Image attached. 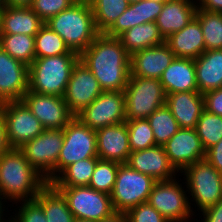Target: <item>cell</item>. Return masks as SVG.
Segmentation results:
<instances>
[{"label": "cell", "mask_w": 222, "mask_h": 222, "mask_svg": "<svg viewBox=\"0 0 222 222\" xmlns=\"http://www.w3.org/2000/svg\"><path fill=\"white\" fill-rule=\"evenodd\" d=\"M88 2L99 33H105L129 6L127 0H89Z\"/></svg>", "instance_id": "obj_32"}, {"label": "cell", "mask_w": 222, "mask_h": 222, "mask_svg": "<svg viewBox=\"0 0 222 222\" xmlns=\"http://www.w3.org/2000/svg\"><path fill=\"white\" fill-rule=\"evenodd\" d=\"M205 159L220 173H222V139L205 151Z\"/></svg>", "instance_id": "obj_43"}, {"label": "cell", "mask_w": 222, "mask_h": 222, "mask_svg": "<svg viewBox=\"0 0 222 222\" xmlns=\"http://www.w3.org/2000/svg\"><path fill=\"white\" fill-rule=\"evenodd\" d=\"M159 80L166 94L198 92L194 59L175 57Z\"/></svg>", "instance_id": "obj_24"}, {"label": "cell", "mask_w": 222, "mask_h": 222, "mask_svg": "<svg viewBox=\"0 0 222 222\" xmlns=\"http://www.w3.org/2000/svg\"><path fill=\"white\" fill-rule=\"evenodd\" d=\"M196 131L204 150H208L222 139V116L204 110L197 122Z\"/></svg>", "instance_id": "obj_36"}, {"label": "cell", "mask_w": 222, "mask_h": 222, "mask_svg": "<svg viewBox=\"0 0 222 222\" xmlns=\"http://www.w3.org/2000/svg\"><path fill=\"white\" fill-rule=\"evenodd\" d=\"M44 24L30 6L1 5L0 34L35 36Z\"/></svg>", "instance_id": "obj_22"}, {"label": "cell", "mask_w": 222, "mask_h": 222, "mask_svg": "<svg viewBox=\"0 0 222 222\" xmlns=\"http://www.w3.org/2000/svg\"><path fill=\"white\" fill-rule=\"evenodd\" d=\"M64 140L54 168V179L69 165L97 155L96 131L74 117L64 128Z\"/></svg>", "instance_id": "obj_9"}, {"label": "cell", "mask_w": 222, "mask_h": 222, "mask_svg": "<svg viewBox=\"0 0 222 222\" xmlns=\"http://www.w3.org/2000/svg\"><path fill=\"white\" fill-rule=\"evenodd\" d=\"M175 55L163 44L134 52L130 58V76L160 79L165 69L172 63Z\"/></svg>", "instance_id": "obj_19"}, {"label": "cell", "mask_w": 222, "mask_h": 222, "mask_svg": "<svg viewBox=\"0 0 222 222\" xmlns=\"http://www.w3.org/2000/svg\"><path fill=\"white\" fill-rule=\"evenodd\" d=\"M197 7L210 12L222 13V0H197Z\"/></svg>", "instance_id": "obj_46"}, {"label": "cell", "mask_w": 222, "mask_h": 222, "mask_svg": "<svg viewBox=\"0 0 222 222\" xmlns=\"http://www.w3.org/2000/svg\"><path fill=\"white\" fill-rule=\"evenodd\" d=\"M6 136L11 148H20L24 143L39 136L44 127L22 101L2 103Z\"/></svg>", "instance_id": "obj_12"}, {"label": "cell", "mask_w": 222, "mask_h": 222, "mask_svg": "<svg viewBox=\"0 0 222 222\" xmlns=\"http://www.w3.org/2000/svg\"><path fill=\"white\" fill-rule=\"evenodd\" d=\"M6 204H7V201L4 199V197L2 196L0 192V222H11L10 216L7 219L4 218V216L9 212L8 206L7 207L5 206ZM4 211L7 213H5Z\"/></svg>", "instance_id": "obj_48"}, {"label": "cell", "mask_w": 222, "mask_h": 222, "mask_svg": "<svg viewBox=\"0 0 222 222\" xmlns=\"http://www.w3.org/2000/svg\"><path fill=\"white\" fill-rule=\"evenodd\" d=\"M99 159L126 164L131 153L126 122L96 130Z\"/></svg>", "instance_id": "obj_20"}, {"label": "cell", "mask_w": 222, "mask_h": 222, "mask_svg": "<svg viewBox=\"0 0 222 222\" xmlns=\"http://www.w3.org/2000/svg\"><path fill=\"white\" fill-rule=\"evenodd\" d=\"M119 38L130 55L165 42L155 22L136 25L122 33Z\"/></svg>", "instance_id": "obj_28"}, {"label": "cell", "mask_w": 222, "mask_h": 222, "mask_svg": "<svg viewBox=\"0 0 222 222\" xmlns=\"http://www.w3.org/2000/svg\"><path fill=\"white\" fill-rule=\"evenodd\" d=\"M63 140V129H44L39 136L19 148L30 165L46 179L47 183L54 180V168L57 166Z\"/></svg>", "instance_id": "obj_10"}, {"label": "cell", "mask_w": 222, "mask_h": 222, "mask_svg": "<svg viewBox=\"0 0 222 222\" xmlns=\"http://www.w3.org/2000/svg\"><path fill=\"white\" fill-rule=\"evenodd\" d=\"M197 0H169L155 20L164 39L182 30L194 17Z\"/></svg>", "instance_id": "obj_23"}, {"label": "cell", "mask_w": 222, "mask_h": 222, "mask_svg": "<svg viewBox=\"0 0 222 222\" xmlns=\"http://www.w3.org/2000/svg\"><path fill=\"white\" fill-rule=\"evenodd\" d=\"M155 182L151 176L133 170L127 164H120L110 194L114 211L126 214L135 206L147 202Z\"/></svg>", "instance_id": "obj_8"}, {"label": "cell", "mask_w": 222, "mask_h": 222, "mask_svg": "<svg viewBox=\"0 0 222 222\" xmlns=\"http://www.w3.org/2000/svg\"><path fill=\"white\" fill-rule=\"evenodd\" d=\"M102 92L99 81L86 65L79 60L72 69L63 98L72 114L76 117Z\"/></svg>", "instance_id": "obj_14"}, {"label": "cell", "mask_w": 222, "mask_h": 222, "mask_svg": "<svg viewBox=\"0 0 222 222\" xmlns=\"http://www.w3.org/2000/svg\"><path fill=\"white\" fill-rule=\"evenodd\" d=\"M29 66L0 47V104L22 100L28 91Z\"/></svg>", "instance_id": "obj_17"}, {"label": "cell", "mask_w": 222, "mask_h": 222, "mask_svg": "<svg viewBox=\"0 0 222 222\" xmlns=\"http://www.w3.org/2000/svg\"><path fill=\"white\" fill-rule=\"evenodd\" d=\"M180 182L178 177L156 181L147 202L169 222L197 221L198 219L193 218L197 216L190 208L186 184Z\"/></svg>", "instance_id": "obj_6"}, {"label": "cell", "mask_w": 222, "mask_h": 222, "mask_svg": "<svg viewBox=\"0 0 222 222\" xmlns=\"http://www.w3.org/2000/svg\"><path fill=\"white\" fill-rule=\"evenodd\" d=\"M55 188L66 199L74 218L100 221L115 213L109 194L89 186Z\"/></svg>", "instance_id": "obj_11"}, {"label": "cell", "mask_w": 222, "mask_h": 222, "mask_svg": "<svg viewBox=\"0 0 222 222\" xmlns=\"http://www.w3.org/2000/svg\"><path fill=\"white\" fill-rule=\"evenodd\" d=\"M0 47L12 58L29 66L35 59V36L0 34Z\"/></svg>", "instance_id": "obj_31"}, {"label": "cell", "mask_w": 222, "mask_h": 222, "mask_svg": "<svg viewBox=\"0 0 222 222\" xmlns=\"http://www.w3.org/2000/svg\"><path fill=\"white\" fill-rule=\"evenodd\" d=\"M11 147L7 141L5 120L2 112V104H0V157H2Z\"/></svg>", "instance_id": "obj_45"}, {"label": "cell", "mask_w": 222, "mask_h": 222, "mask_svg": "<svg viewBox=\"0 0 222 222\" xmlns=\"http://www.w3.org/2000/svg\"><path fill=\"white\" fill-rule=\"evenodd\" d=\"M18 148L0 157V192L7 203L33 200L47 185Z\"/></svg>", "instance_id": "obj_2"}, {"label": "cell", "mask_w": 222, "mask_h": 222, "mask_svg": "<svg viewBox=\"0 0 222 222\" xmlns=\"http://www.w3.org/2000/svg\"><path fill=\"white\" fill-rule=\"evenodd\" d=\"M131 55L119 37L99 33L80 54V61L99 81L103 91H124L130 76Z\"/></svg>", "instance_id": "obj_1"}, {"label": "cell", "mask_w": 222, "mask_h": 222, "mask_svg": "<svg viewBox=\"0 0 222 222\" xmlns=\"http://www.w3.org/2000/svg\"><path fill=\"white\" fill-rule=\"evenodd\" d=\"M147 120L152 128L156 145L163 146L180 129L166 104L156 109Z\"/></svg>", "instance_id": "obj_35"}, {"label": "cell", "mask_w": 222, "mask_h": 222, "mask_svg": "<svg viewBox=\"0 0 222 222\" xmlns=\"http://www.w3.org/2000/svg\"><path fill=\"white\" fill-rule=\"evenodd\" d=\"M205 110L214 115L222 116V88L203 94Z\"/></svg>", "instance_id": "obj_42"}, {"label": "cell", "mask_w": 222, "mask_h": 222, "mask_svg": "<svg viewBox=\"0 0 222 222\" xmlns=\"http://www.w3.org/2000/svg\"><path fill=\"white\" fill-rule=\"evenodd\" d=\"M14 204L19 209H13L15 214L10 216L11 222H47L42 206L35 199L19 201Z\"/></svg>", "instance_id": "obj_39"}, {"label": "cell", "mask_w": 222, "mask_h": 222, "mask_svg": "<svg viewBox=\"0 0 222 222\" xmlns=\"http://www.w3.org/2000/svg\"><path fill=\"white\" fill-rule=\"evenodd\" d=\"M165 43L176 58L195 60L205 51L201 25L195 17L182 30L165 39Z\"/></svg>", "instance_id": "obj_26"}, {"label": "cell", "mask_w": 222, "mask_h": 222, "mask_svg": "<svg viewBox=\"0 0 222 222\" xmlns=\"http://www.w3.org/2000/svg\"><path fill=\"white\" fill-rule=\"evenodd\" d=\"M22 101L44 129H63L75 116L63 97L27 91Z\"/></svg>", "instance_id": "obj_15"}, {"label": "cell", "mask_w": 222, "mask_h": 222, "mask_svg": "<svg viewBox=\"0 0 222 222\" xmlns=\"http://www.w3.org/2000/svg\"><path fill=\"white\" fill-rule=\"evenodd\" d=\"M166 106L170 109L180 128L196 129L205 110L204 97L199 92H176L166 94Z\"/></svg>", "instance_id": "obj_21"}, {"label": "cell", "mask_w": 222, "mask_h": 222, "mask_svg": "<svg viewBox=\"0 0 222 222\" xmlns=\"http://www.w3.org/2000/svg\"><path fill=\"white\" fill-rule=\"evenodd\" d=\"M97 222H129L126 214L115 212L110 217Z\"/></svg>", "instance_id": "obj_47"}, {"label": "cell", "mask_w": 222, "mask_h": 222, "mask_svg": "<svg viewBox=\"0 0 222 222\" xmlns=\"http://www.w3.org/2000/svg\"><path fill=\"white\" fill-rule=\"evenodd\" d=\"M162 7V3L150 0H141L129 4L128 8L117 18L105 34L111 37H119L126 30L136 25L155 22Z\"/></svg>", "instance_id": "obj_25"}, {"label": "cell", "mask_w": 222, "mask_h": 222, "mask_svg": "<svg viewBox=\"0 0 222 222\" xmlns=\"http://www.w3.org/2000/svg\"><path fill=\"white\" fill-rule=\"evenodd\" d=\"M43 208L47 222H74L64 196L48 183L34 198Z\"/></svg>", "instance_id": "obj_29"}, {"label": "cell", "mask_w": 222, "mask_h": 222, "mask_svg": "<svg viewBox=\"0 0 222 222\" xmlns=\"http://www.w3.org/2000/svg\"><path fill=\"white\" fill-rule=\"evenodd\" d=\"M126 164L133 170L151 176L155 181L174 179L178 173L170 163L164 146L160 145L132 151Z\"/></svg>", "instance_id": "obj_18"}, {"label": "cell", "mask_w": 222, "mask_h": 222, "mask_svg": "<svg viewBox=\"0 0 222 222\" xmlns=\"http://www.w3.org/2000/svg\"><path fill=\"white\" fill-rule=\"evenodd\" d=\"M150 1H155V2H157V3H162V4H164V3H166V2L169 1V0H150Z\"/></svg>", "instance_id": "obj_51"}, {"label": "cell", "mask_w": 222, "mask_h": 222, "mask_svg": "<svg viewBox=\"0 0 222 222\" xmlns=\"http://www.w3.org/2000/svg\"><path fill=\"white\" fill-rule=\"evenodd\" d=\"M131 152L155 146V138L147 119L126 120Z\"/></svg>", "instance_id": "obj_37"}, {"label": "cell", "mask_w": 222, "mask_h": 222, "mask_svg": "<svg viewBox=\"0 0 222 222\" xmlns=\"http://www.w3.org/2000/svg\"><path fill=\"white\" fill-rule=\"evenodd\" d=\"M64 54H78L69 49L62 37L44 24L35 35V57H48Z\"/></svg>", "instance_id": "obj_34"}, {"label": "cell", "mask_w": 222, "mask_h": 222, "mask_svg": "<svg viewBox=\"0 0 222 222\" xmlns=\"http://www.w3.org/2000/svg\"><path fill=\"white\" fill-rule=\"evenodd\" d=\"M195 18L201 25L205 50L222 49V13L197 7Z\"/></svg>", "instance_id": "obj_33"}, {"label": "cell", "mask_w": 222, "mask_h": 222, "mask_svg": "<svg viewBox=\"0 0 222 222\" xmlns=\"http://www.w3.org/2000/svg\"><path fill=\"white\" fill-rule=\"evenodd\" d=\"M194 64L199 93L222 88V49L205 50Z\"/></svg>", "instance_id": "obj_27"}, {"label": "cell", "mask_w": 222, "mask_h": 222, "mask_svg": "<svg viewBox=\"0 0 222 222\" xmlns=\"http://www.w3.org/2000/svg\"><path fill=\"white\" fill-rule=\"evenodd\" d=\"M163 146L170 163L179 173L205 158V150L196 129L180 128Z\"/></svg>", "instance_id": "obj_16"}, {"label": "cell", "mask_w": 222, "mask_h": 222, "mask_svg": "<svg viewBox=\"0 0 222 222\" xmlns=\"http://www.w3.org/2000/svg\"><path fill=\"white\" fill-rule=\"evenodd\" d=\"M99 157L86 158L66 167L52 182L54 187L88 186Z\"/></svg>", "instance_id": "obj_30"}, {"label": "cell", "mask_w": 222, "mask_h": 222, "mask_svg": "<svg viewBox=\"0 0 222 222\" xmlns=\"http://www.w3.org/2000/svg\"><path fill=\"white\" fill-rule=\"evenodd\" d=\"M123 92L126 120L147 119L166 103V93L159 79L129 76Z\"/></svg>", "instance_id": "obj_7"}, {"label": "cell", "mask_w": 222, "mask_h": 222, "mask_svg": "<svg viewBox=\"0 0 222 222\" xmlns=\"http://www.w3.org/2000/svg\"><path fill=\"white\" fill-rule=\"evenodd\" d=\"M180 174L184 175L190 208L194 215L196 210H199L198 213L202 212L214 206L222 198V173L205 158L185 167Z\"/></svg>", "instance_id": "obj_5"}, {"label": "cell", "mask_w": 222, "mask_h": 222, "mask_svg": "<svg viewBox=\"0 0 222 222\" xmlns=\"http://www.w3.org/2000/svg\"><path fill=\"white\" fill-rule=\"evenodd\" d=\"M77 0H33L30 8L46 23L50 18L66 10Z\"/></svg>", "instance_id": "obj_40"}, {"label": "cell", "mask_w": 222, "mask_h": 222, "mask_svg": "<svg viewBox=\"0 0 222 222\" xmlns=\"http://www.w3.org/2000/svg\"><path fill=\"white\" fill-rule=\"evenodd\" d=\"M33 0H1V5L6 6H30Z\"/></svg>", "instance_id": "obj_49"}, {"label": "cell", "mask_w": 222, "mask_h": 222, "mask_svg": "<svg viewBox=\"0 0 222 222\" xmlns=\"http://www.w3.org/2000/svg\"><path fill=\"white\" fill-rule=\"evenodd\" d=\"M92 130L126 121L123 91H103L87 108L76 116Z\"/></svg>", "instance_id": "obj_13"}, {"label": "cell", "mask_w": 222, "mask_h": 222, "mask_svg": "<svg viewBox=\"0 0 222 222\" xmlns=\"http://www.w3.org/2000/svg\"><path fill=\"white\" fill-rule=\"evenodd\" d=\"M80 54H64L36 58L29 65L28 90L63 97L72 69Z\"/></svg>", "instance_id": "obj_4"}, {"label": "cell", "mask_w": 222, "mask_h": 222, "mask_svg": "<svg viewBox=\"0 0 222 222\" xmlns=\"http://www.w3.org/2000/svg\"><path fill=\"white\" fill-rule=\"evenodd\" d=\"M119 165L120 163L115 161L98 159L88 186L110 195L115 185Z\"/></svg>", "instance_id": "obj_38"}, {"label": "cell", "mask_w": 222, "mask_h": 222, "mask_svg": "<svg viewBox=\"0 0 222 222\" xmlns=\"http://www.w3.org/2000/svg\"><path fill=\"white\" fill-rule=\"evenodd\" d=\"M74 222H97V221L81 219V218H74Z\"/></svg>", "instance_id": "obj_50"}, {"label": "cell", "mask_w": 222, "mask_h": 222, "mask_svg": "<svg viewBox=\"0 0 222 222\" xmlns=\"http://www.w3.org/2000/svg\"><path fill=\"white\" fill-rule=\"evenodd\" d=\"M198 214L202 215L198 217L201 218V221L199 219L197 222H222V198L214 206H211Z\"/></svg>", "instance_id": "obj_44"}, {"label": "cell", "mask_w": 222, "mask_h": 222, "mask_svg": "<svg viewBox=\"0 0 222 222\" xmlns=\"http://www.w3.org/2000/svg\"><path fill=\"white\" fill-rule=\"evenodd\" d=\"M58 33L70 50L81 54L99 34L88 1H76L46 23Z\"/></svg>", "instance_id": "obj_3"}, {"label": "cell", "mask_w": 222, "mask_h": 222, "mask_svg": "<svg viewBox=\"0 0 222 222\" xmlns=\"http://www.w3.org/2000/svg\"><path fill=\"white\" fill-rule=\"evenodd\" d=\"M129 4H132V3H136V2H139L141 0H127Z\"/></svg>", "instance_id": "obj_52"}, {"label": "cell", "mask_w": 222, "mask_h": 222, "mask_svg": "<svg viewBox=\"0 0 222 222\" xmlns=\"http://www.w3.org/2000/svg\"><path fill=\"white\" fill-rule=\"evenodd\" d=\"M126 216L129 222H169L148 202L130 209Z\"/></svg>", "instance_id": "obj_41"}]
</instances>
